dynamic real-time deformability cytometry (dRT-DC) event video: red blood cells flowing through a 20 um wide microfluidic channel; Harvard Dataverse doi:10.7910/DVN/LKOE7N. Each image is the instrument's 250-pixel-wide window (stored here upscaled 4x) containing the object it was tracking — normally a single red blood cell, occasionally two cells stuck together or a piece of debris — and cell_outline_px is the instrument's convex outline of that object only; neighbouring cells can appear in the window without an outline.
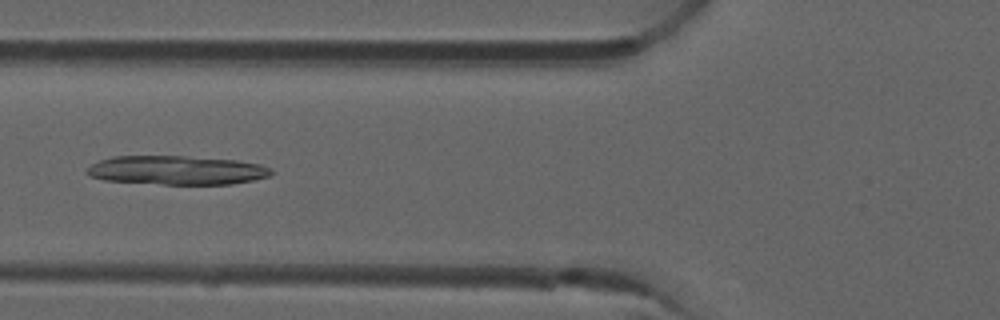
{"species": "common noctule bat (a hibernating species)", "species_latin": "Nyctalus noctula", "temperature_condition": "room temperature", "stored_images_in_passage": 39, "camera_frame_rate_fps": 3000, "um_per_image_px": 0.085, "animal": {"sex": "male", "forearm_length_mm": 52.5}, "frame": {"image": 1, "passage_image": 7, "time_ms": 2.0, "image_size_px": [1000, 320], "cell_outline_px": [[276, 172], [272, 176], [232, 184], [164, 184], [104, 180], [88, 176], [84, 172], [92, 164], [100, 160], [116, 156], [184, 156], [236, 160], [260, 164], [272, 168]], "centroid_in_image_um": [15.06, 14.47], "position_along_channel_um": 110.7, "area_um2": 31.21}}
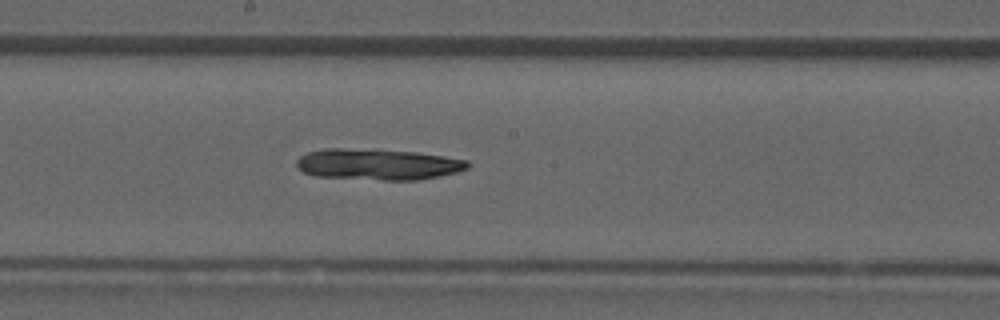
{"frame": {"image": 2, "passage_image": 15, "time_ms": 4.667, "image_size_px": [1000, 320], "cell_outline_px": [[472, 164], [468, 168], [456, 172], [440, 176], [416, 180], [384, 180], [316, 176], [304, 172], [296, 168], [296, 160], [300, 156], [308, 152], [324, 148], [344, 148], [416, 152], [468, 160]], "centroid_in_image_um": [32.11, 13.97], "position_along_channel_um": 216.1, "area_um2": 30.98}}
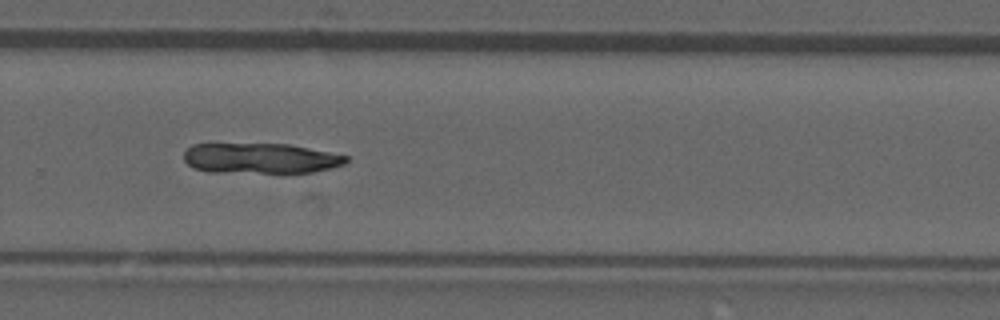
{"frame": {"image": 3, "passage_image": 22, "time_ms": 7.0, "image_size_px": [1000, 320], "cell_outline_px": [[348, 160], [344, 164], [312, 172], [284, 176], [208, 172], [192, 168], [184, 160], [184, 152], [192, 144], [208, 140], [288, 144], [348, 156]], "centroid_in_image_um": [22.0, 13.46], "position_along_channel_um": 307.8, "area_um2": 31.33}}